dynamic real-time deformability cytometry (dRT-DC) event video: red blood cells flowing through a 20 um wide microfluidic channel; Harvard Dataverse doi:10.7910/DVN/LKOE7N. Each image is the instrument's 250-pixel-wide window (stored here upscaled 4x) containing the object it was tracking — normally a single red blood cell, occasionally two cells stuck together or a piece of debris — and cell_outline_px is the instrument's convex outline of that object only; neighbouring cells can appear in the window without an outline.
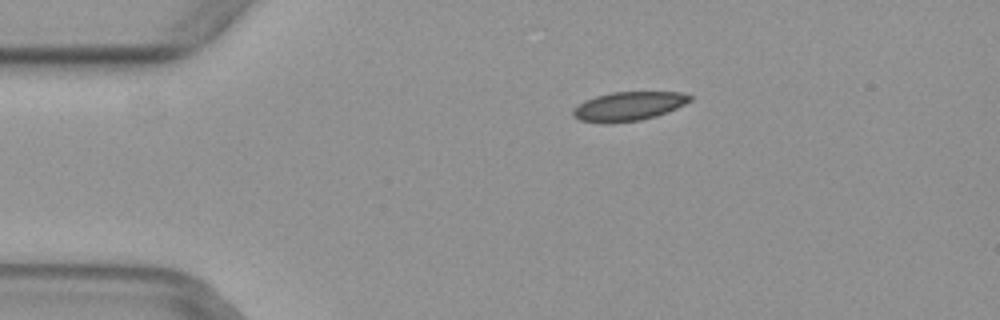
{"species": "common noctule bat (a hibernating species)", "species_latin": "Nyctalus noctula", "temperature_condition": "warm", "stored_images_in_passage": 50, "camera_frame_rate_fps": 3000, "um_per_image_px": 0.085, "animal": {"sex": "female", "body_mass_g": 29.2, "forearm_length_mm": 56.3}, "frame": {"image": 1, "passage_image": 10, "time_ms": 3.0, "image_size_px": [1000, 320], "cell_outline_px": [[692, 100], [668, 112], [656, 116], [640, 120], [612, 124], [604, 124], [580, 120], [572, 116], [572, 108], [584, 100], [596, 96], [612, 92], [680, 92], [692, 96]], "centroid_in_image_um": [53.38, 9.04], "position_along_channel_um": 31.6, "area_um2": 20.0}}
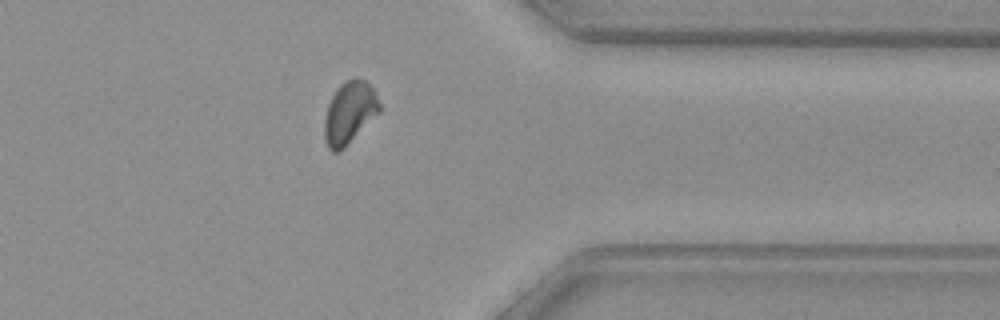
{"frame": {"image": 2, "passage_image": 40, "time_ms": 13.0, "image_size_px": [1000, 320], "cell_outline_px": [[380, 112], [344, 148], [336, 152], [332, 152], [328, 148], [324, 136], [324, 120], [328, 104], [336, 88], [344, 80], [356, 76], [364, 80], [376, 92], [380, 104]], "centroid_in_image_um": [29.7, 9.55], "position_along_channel_um": 381.7, "area_um2": 20.11}}
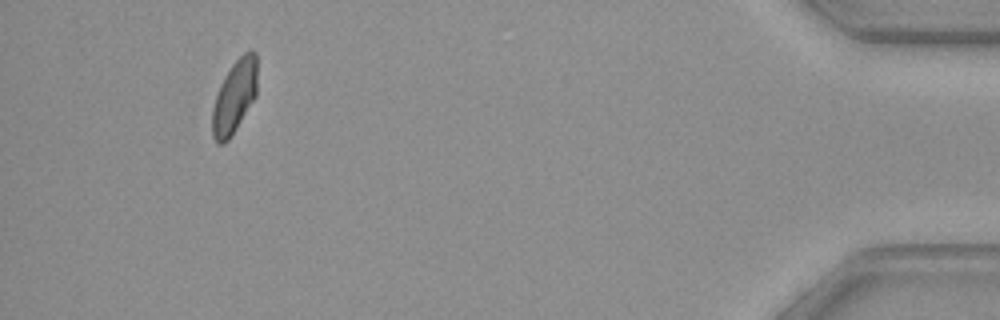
{"frame": {"image": 3, "passage_image": 47, "time_ms": 15.333, "image_size_px": [1000, 320], "cell_outline_px": [[256, 96], [232, 136], [224, 144], [216, 144], [212, 136], [212, 108], [220, 84], [232, 64], [244, 52], [252, 48], [256, 52]], "centroid_in_image_um": [19.92, 8.24], "position_along_channel_um": 415.3, "area_um2": 19.25}}